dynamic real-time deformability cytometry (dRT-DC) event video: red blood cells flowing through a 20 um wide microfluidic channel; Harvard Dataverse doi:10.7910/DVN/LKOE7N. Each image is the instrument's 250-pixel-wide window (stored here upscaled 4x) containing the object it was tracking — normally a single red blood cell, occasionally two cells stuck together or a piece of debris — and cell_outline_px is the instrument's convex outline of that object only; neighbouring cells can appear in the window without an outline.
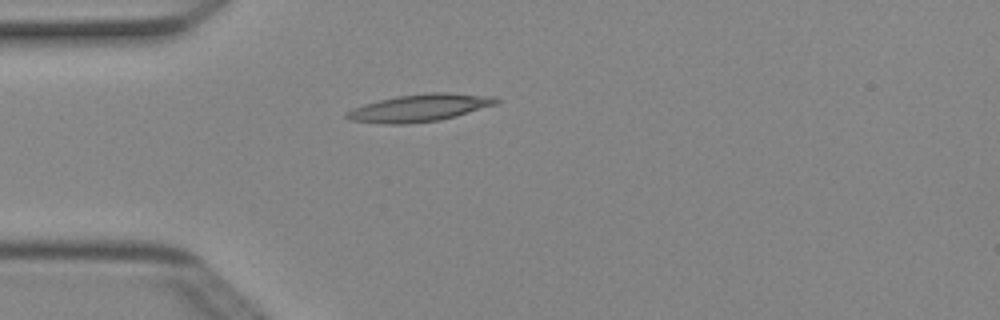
{"species": "Egyptian fruit bat (a non-hibernating species)", "species_latin": "Rousettus aegyptiacus", "temperature_condition": "cold", "stored_images_in_passage": 2, "camera_frame_rate_fps": 3000, "um_per_image_px": 0.085, "animal": {"sex": "female"}, "frame": {"image": 1, "passage_image": 2, "time_ms": 0.333, "image_size_px": [1000, 320], "cell_outline_px": [[500, 100], [496, 104], [456, 116], [440, 120], [408, 124], [388, 124], [352, 120], [344, 116], [344, 112], [352, 108], [364, 104], [396, 96], [428, 92], [448, 92], [496, 96]], "centroid_in_image_um": [35.68, 9.16], "position_along_channel_um": 49.3, "area_um2": 23.93}}